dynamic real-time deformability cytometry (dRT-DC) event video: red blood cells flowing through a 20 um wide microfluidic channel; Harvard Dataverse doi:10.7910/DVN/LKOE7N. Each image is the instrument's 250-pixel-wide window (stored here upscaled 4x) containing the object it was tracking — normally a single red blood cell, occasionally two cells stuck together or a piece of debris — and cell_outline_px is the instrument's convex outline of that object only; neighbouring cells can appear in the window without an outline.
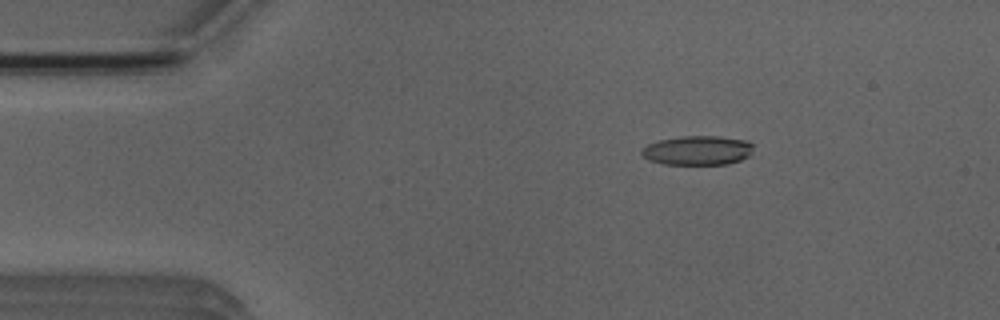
{"species": "Egyptian fruit bat (a non-hibernating species)", "species_latin": "Rousettus aegyptiacus", "temperature_condition": "room temperature", "stored_images_in_passage": 3, "camera_frame_rate_fps": 3000, "um_per_image_px": 0.085, "animal": {"sex": "male"}, "frame": {"image": 1, "passage_image": 2, "time_ms": 1.0, "image_size_px": [1000, 320], "cell_outline_px": [[752, 152], [748, 156], [740, 160], [728, 164], [664, 164], [648, 160], [640, 152], [648, 144], [660, 140], [680, 136], [720, 136], [748, 140], [752, 144]], "centroid_in_image_um": [59.32, 12.78], "position_along_channel_um": 25.7, "area_um2": 19.07}}